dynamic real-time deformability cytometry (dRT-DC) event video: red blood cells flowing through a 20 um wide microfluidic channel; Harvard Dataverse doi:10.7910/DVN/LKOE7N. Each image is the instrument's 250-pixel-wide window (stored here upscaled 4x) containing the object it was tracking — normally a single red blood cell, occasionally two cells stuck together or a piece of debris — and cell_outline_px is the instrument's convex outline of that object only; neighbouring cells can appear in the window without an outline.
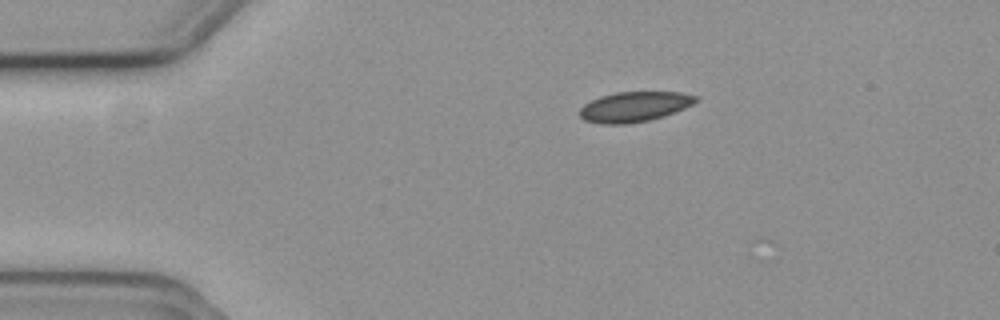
{"species": "common noctule bat (a hibernating species)", "species_latin": "Nyctalus noctula", "temperature_condition": "cold", "stored_images_in_passage": 2, "camera_frame_rate_fps": 3000, "um_per_image_px": 0.085, "animal": {"sex": "female", "body_mass_g": 19.3, "forearm_length_mm": 54.1}, "frame": {"image": 1, "passage_image": 1, "time_ms": 0.0, "image_size_px": [1000, 320], "cell_outline_px": [[700, 100], [684, 108], [664, 116], [648, 120], [628, 124], [600, 124], [584, 120], [580, 116], [580, 108], [584, 104], [600, 96], [616, 92], [680, 92], [700, 96]], "centroid_in_image_um": [53.94, 9.07], "position_along_channel_um": 31.1, "area_um2": 20.46}}